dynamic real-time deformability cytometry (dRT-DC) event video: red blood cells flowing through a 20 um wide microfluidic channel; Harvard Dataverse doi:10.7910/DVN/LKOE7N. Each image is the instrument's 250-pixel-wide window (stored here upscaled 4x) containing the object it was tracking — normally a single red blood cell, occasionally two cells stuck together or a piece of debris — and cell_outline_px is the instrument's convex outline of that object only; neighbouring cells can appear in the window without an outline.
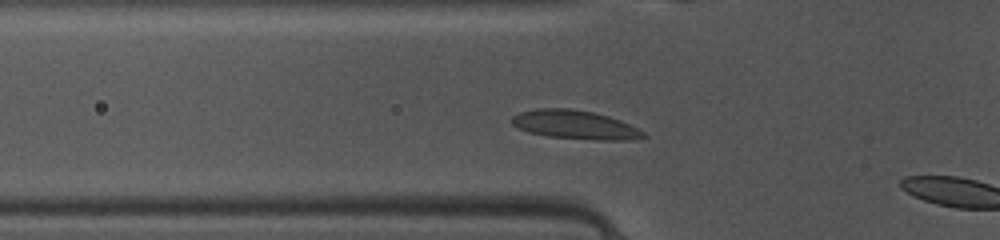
{"species": "common noctule bat (a hibernating species)", "species_latin": "Nyctalus noctula", "temperature_condition": "warm", "stored_images_in_passage": 6, "camera_frame_rate_fps": 3000, "um_per_image_px": 0.085, "animal": {"sex": "female", "body_mass_g": 10.0, "forearm_length_mm": 53.1}, "frame": {"image": 1, "passage_image": 4, "time_ms": 1.0, "image_size_px": [1000, 240], "cell_outline_px": [[648, 136], [636, 140], [600, 140], [548, 136], [528, 132], [512, 124], [512, 116], [520, 112], [536, 108], [568, 108], [592, 112], [608, 116], [620, 120], [644, 132]], "centroid_in_image_um": [48.89, 10.6], "position_along_channel_um": 76.9, "area_um2": 21.91}}